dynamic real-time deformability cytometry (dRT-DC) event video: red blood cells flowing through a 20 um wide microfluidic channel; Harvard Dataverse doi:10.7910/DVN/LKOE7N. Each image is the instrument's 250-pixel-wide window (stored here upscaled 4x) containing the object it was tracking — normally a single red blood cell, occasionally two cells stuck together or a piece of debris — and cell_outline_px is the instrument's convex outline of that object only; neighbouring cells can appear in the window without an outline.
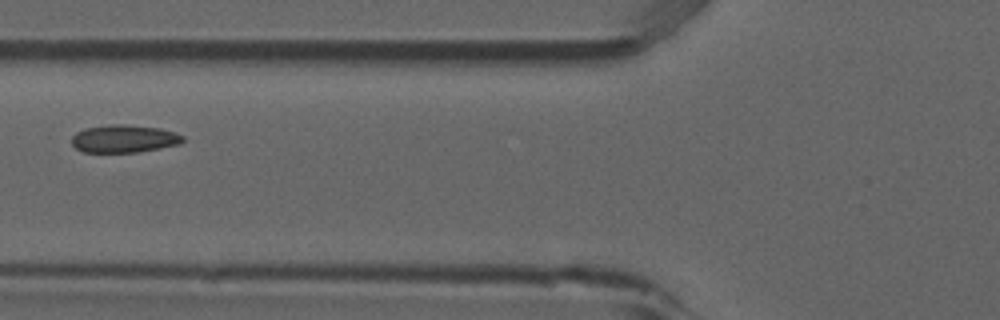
{"species": "common noctule bat (a hibernating species)", "species_latin": "Nyctalus noctula", "temperature_condition": "room temperature", "stored_images_in_passage": 8, "camera_frame_rate_fps": 3000, "um_per_image_px": 0.085, "animal": {"sex": "male", "forearm_length_mm": 52.5}, "frame": {"image": 1, "passage_image": 8, "time_ms": 2.333, "image_size_px": [1000, 320], "cell_outline_px": [[184, 140], [180, 144], [140, 152], [84, 152], [76, 148], [72, 144], [72, 136], [76, 132], [84, 128], [108, 124], [124, 124], [160, 128], [184, 136]], "centroid_in_image_um": [10.53, 11.79], "position_along_channel_um": 115.3, "area_um2": 18.03}}